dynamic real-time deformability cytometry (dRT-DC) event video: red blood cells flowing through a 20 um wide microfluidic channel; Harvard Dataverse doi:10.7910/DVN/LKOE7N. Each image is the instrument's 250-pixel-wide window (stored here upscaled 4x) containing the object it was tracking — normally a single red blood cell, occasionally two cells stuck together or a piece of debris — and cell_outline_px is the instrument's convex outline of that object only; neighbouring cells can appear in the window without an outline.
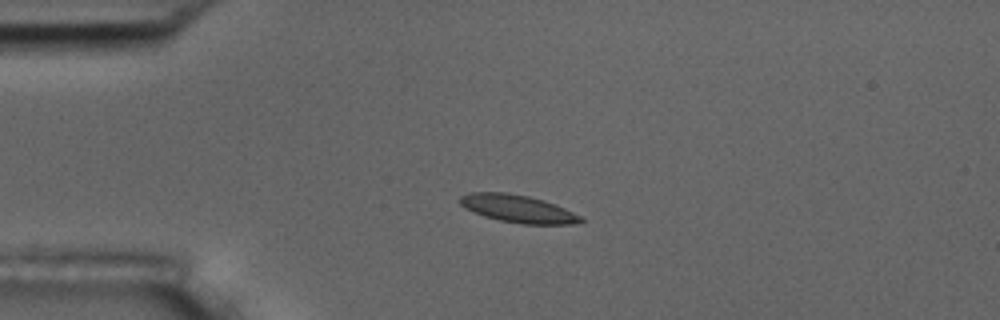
{"species": "common noctule bat (a hibernating species)", "species_latin": "Nyctalus noctula", "temperature_condition": "room temperature", "stored_images_in_passage": 11, "camera_frame_rate_fps": 3000, "um_per_image_px": 0.085, "animal": {"sex": "male", "body_mass_g": 17.5, "forearm_length_mm": 52.3}, "frame": {"image": 1, "passage_image": 4, "time_ms": 4.333, "image_size_px": [1000, 320], "cell_outline_px": [[584, 220], [572, 224], [524, 224], [500, 220], [484, 216], [460, 204], [460, 196], [468, 192], [508, 192], [528, 196], [544, 200], [564, 208], [580, 216]], "centroid_in_image_um": [44.01, 17.73], "position_along_channel_um": 41.0, "area_um2": 19.13}}
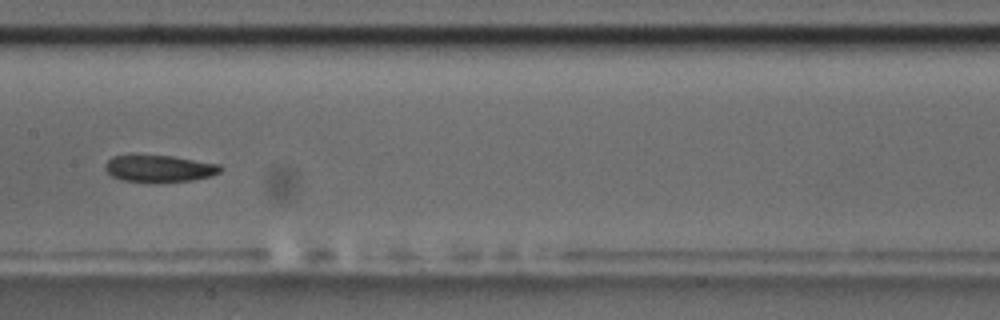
{"frame": {"image": 2, "passage_image": 8, "time_ms": 9.333, "image_size_px": [1000, 320], "cell_outline_px": [[224, 168], [220, 172], [212, 176], [192, 180], [160, 184], [152, 184], [120, 180], [112, 176], [104, 168], [104, 164], [112, 156], [132, 152], [136, 152], [172, 156], [220, 164]], "centroid_in_image_um": [13.48, 14.31], "position_along_channel_um": 193.9, "area_um2": 19.48}}
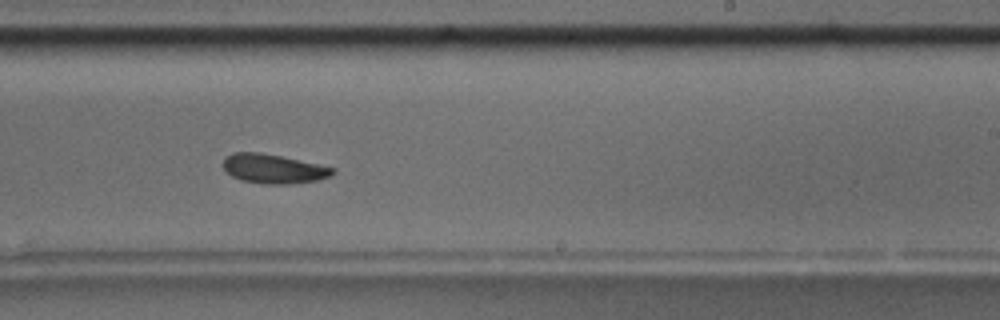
{"frame": {"image": 3, "passage_image": 10, "time_ms": 11.333, "image_size_px": [1000, 320], "cell_outline_px": [[336, 172], [332, 176], [316, 180], [288, 184], [264, 184], [240, 180], [232, 176], [220, 164], [224, 156], [232, 152], [260, 152], [280, 156], [336, 168]], "centroid_in_image_um": [23.2, 14.34], "position_along_channel_um": 265.8, "area_um2": 18.84}}